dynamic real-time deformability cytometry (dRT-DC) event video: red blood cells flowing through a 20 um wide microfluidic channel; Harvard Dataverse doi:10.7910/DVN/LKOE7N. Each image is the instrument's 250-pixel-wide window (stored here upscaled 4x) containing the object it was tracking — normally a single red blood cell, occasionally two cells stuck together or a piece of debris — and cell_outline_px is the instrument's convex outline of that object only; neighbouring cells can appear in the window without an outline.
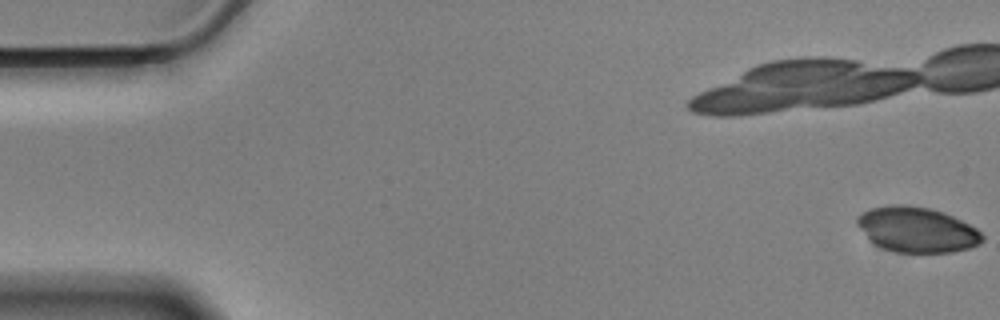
{"species": "Egyptian fruit bat (a non-hibernating species)", "species_latin": "Rousettus aegyptiacus", "temperature_condition": "cold", "stored_images_in_passage": 58, "camera_frame_rate_fps": 3000, "um_per_image_px": 0.085, "animal": {"sex": "male"}, "frame": {"image": 1, "passage_image": 1, "time_ms": 0.0, "image_size_px": [1000, 320], "cell_outline_px": [[984, 240], [980, 244], [968, 248], [952, 252], [892, 252], [880, 248], [872, 244], [868, 240], [856, 224], [856, 220], [864, 212], [872, 208], [892, 204], [900, 204], [928, 208], [944, 212], [976, 228], [984, 236]], "centroid_in_image_um": [77.91, 19.54], "position_along_channel_um": 7.1, "area_um2": 33.06}}